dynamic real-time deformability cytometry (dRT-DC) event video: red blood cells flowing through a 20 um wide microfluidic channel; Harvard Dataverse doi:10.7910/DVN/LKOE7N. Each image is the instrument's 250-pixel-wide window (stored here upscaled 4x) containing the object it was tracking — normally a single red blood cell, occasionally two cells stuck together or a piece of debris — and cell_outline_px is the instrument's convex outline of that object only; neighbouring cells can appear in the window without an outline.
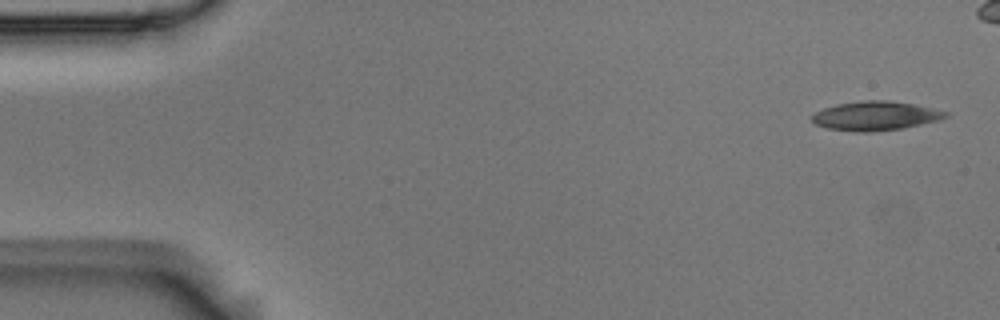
{"species": "Egyptian fruit bat (a non-hibernating species)", "species_latin": "Rousettus aegyptiacus", "temperature_condition": "room temperature", "stored_images_in_passage": 47, "camera_frame_rate_fps": 3000, "um_per_image_px": 0.085, "animal": {"sex": "male"}, "frame": {"image": 1, "passage_image": 1, "time_ms": 0.0, "image_size_px": [1000, 320], "cell_outline_px": [[948, 116], [940, 120], [904, 128], [872, 132], [856, 132], [828, 128], [816, 124], [808, 116], [824, 108], [836, 104], [864, 100], [888, 100], [912, 104], [932, 108], [948, 112]], "centroid_in_image_um": [74.4, 9.85], "position_along_channel_um": 10.6, "area_um2": 22.72}}
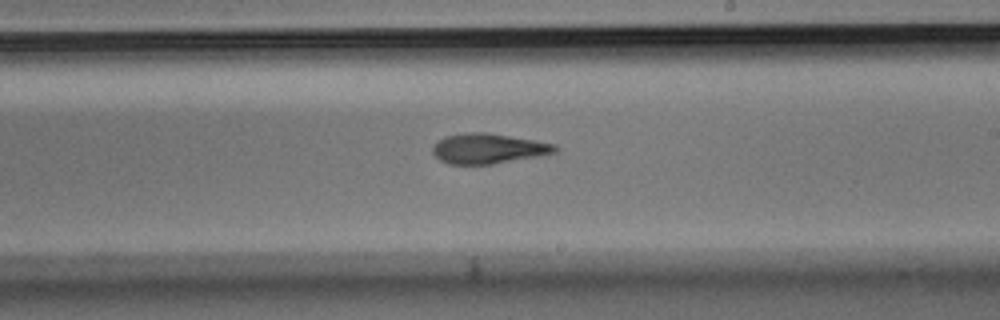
{"frame": {"image": 2, "passage_image": 30, "time_ms": 9.667, "image_size_px": [1000, 320], "cell_outline_px": [[560, 148], [556, 152], [536, 156], [492, 164], [448, 164], [440, 160], [432, 152], [432, 148], [444, 136], [472, 132], [484, 132], [536, 140], [556, 144]], "centroid_in_image_um": [41.52, 12.62], "position_along_channel_um": 247.5, "area_um2": 21.27}}
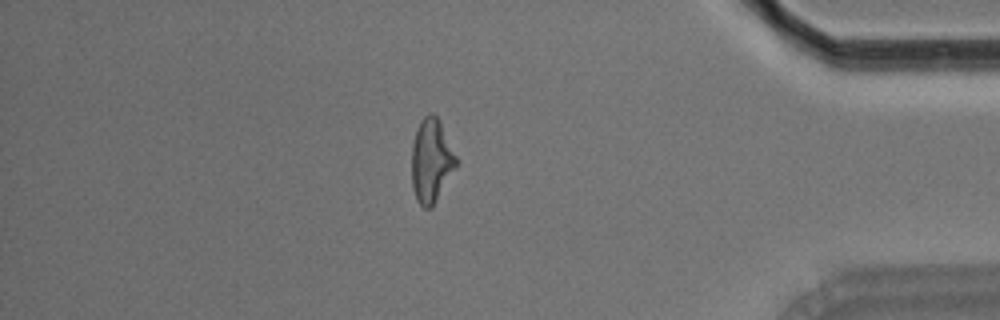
{"frame": {"image": 3, "passage_image": 45, "time_ms": 14.667, "image_size_px": [1000, 320], "cell_outline_px": [[456, 164], [432, 208], [424, 208], [416, 200], [412, 188], [412, 144], [416, 128], [420, 120], [428, 112], [432, 112], [440, 120], [456, 156]], "centroid_in_image_um": [36.62, 13.62], "position_along_channel_um": 398.6, "area_um2": 21.56}}